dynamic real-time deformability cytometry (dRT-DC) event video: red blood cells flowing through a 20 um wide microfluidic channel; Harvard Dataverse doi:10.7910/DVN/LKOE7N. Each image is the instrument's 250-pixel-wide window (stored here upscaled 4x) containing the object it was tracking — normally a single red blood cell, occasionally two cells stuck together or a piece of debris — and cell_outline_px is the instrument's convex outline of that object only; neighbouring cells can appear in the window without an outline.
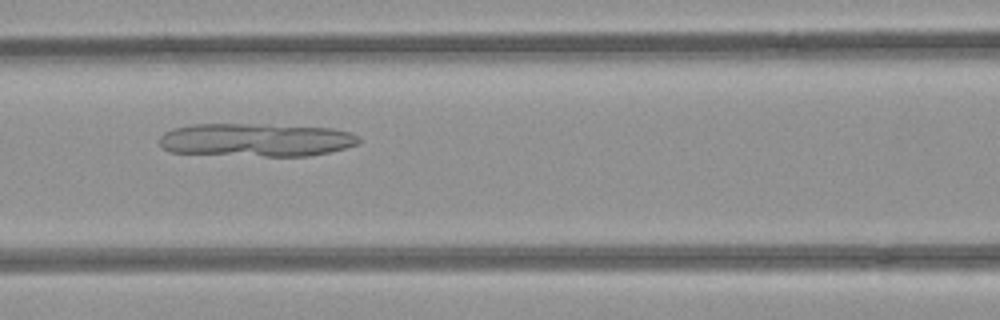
{"species": "common noctule bat (a hibernating species)", "species_latin": "Nyctalus noctula", "temperature_condition": "room temperature", "stored_images_in_passage": 52, "camera_frame_rate_fps": 3000, "um_per_image_px": 0.085, "animal": {"sex": "female", "body_mass_g": 21.9}, "frame": {"image": 1, "passage_image": 23, "time_ms": 7.333, "image_size_px": [1000, 320], "cell_outline_px": [[360, 140], [356, 144], [344, 148], [328, 152], [308, 156], [264, 156], [168, 152], [160, 144], [160, 136], [164, 132], [172, 128], [192, 124], [252, 124], [332, 128], [352, 132], [360, 136]], "centroid_in_image_um": [21.75, 11.89], "position_along_channel_um": 144.8, "area_um2": 38.61}}
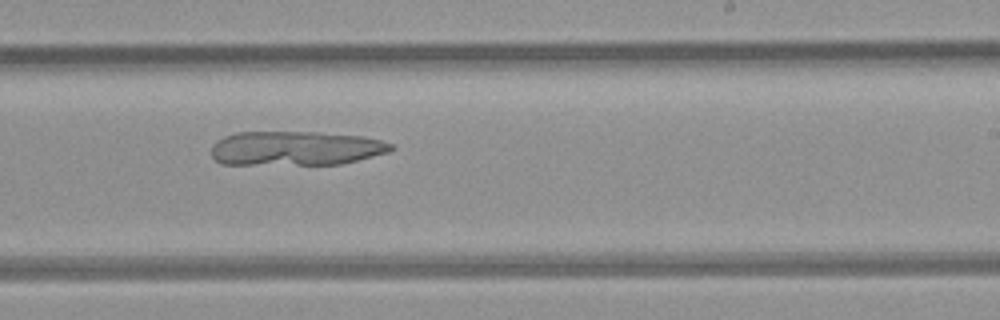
{"frame": {"image": 2, "passage_image": 32, "time_ms": 10.333, "image_size_px": [1000, 320], "cell_outline_px": [[396, 148], [388, 152], [340, 164], [220, 164], [212, 156], [212, 144], [216, 140], [224, 136], [236, 132], [320, 132], [364, 136], [380, 140], [392, 144]], "centroid_in_image_um": [25.11, 12.59], "position_along_channel_um": 263.9, "area_um2": 36.01}}
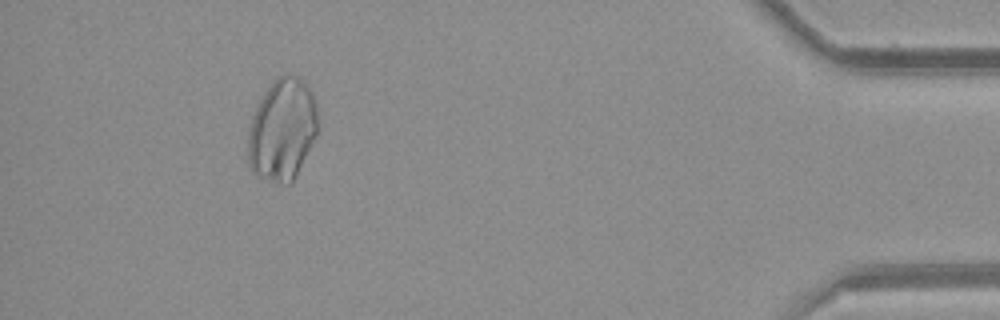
{"frame": {"image": 3, "passage_image": 48, "time_ms": 15.667, "image_size_px": [1000, 320], "cell_outline_px": [[316, 136], [296, 176], [288, 184], [280, 184], [256, 176], [252, 172], [248, 164], [248, 128], [252, 116], [264, 92], [276, 76], [284, 72], [288, 72], [300, 76], [308, 84], [312, 92], [316, 104]], "centroid_in_image_um": [23.98, 10.99], "position_along_channel_um": 411.2, "area_um2": 42.08}}